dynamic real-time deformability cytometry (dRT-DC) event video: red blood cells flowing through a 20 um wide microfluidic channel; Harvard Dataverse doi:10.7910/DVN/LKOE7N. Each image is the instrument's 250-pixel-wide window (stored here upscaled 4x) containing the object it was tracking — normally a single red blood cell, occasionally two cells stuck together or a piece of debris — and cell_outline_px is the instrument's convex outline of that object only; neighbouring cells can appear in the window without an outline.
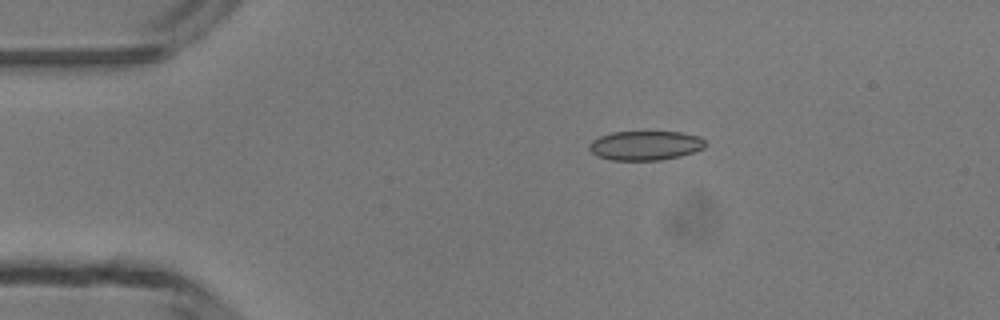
{"species": "common noctule bat (a hibernating species)", "species_latin": "Nyctalus noctula", "temperature_condition": "room temperature", "stored_images_in_passage": 5, "camera_frame_rate_fps": 3000, "um_per_image_px": 0.085, "animal": {"sex": "male", "body_mass_g": 13.3}, "frame": {"image": 1, "passage_image": 3, "time_ms": 2.333, "image_size_px": [1000, 320], "cell_outline_px": [[708, 144], [704, 148], [680, 156], [660, 160], [612, 160], [596, 156], [588, 148], [588, 144], [592, 140], [600, 136], [612, 132], [680, 132], [700, 136]], "centroid_in_image_um": [54.85, 12.36], "position_along_channel_um": 30.2, "area_um2": 19.94}}
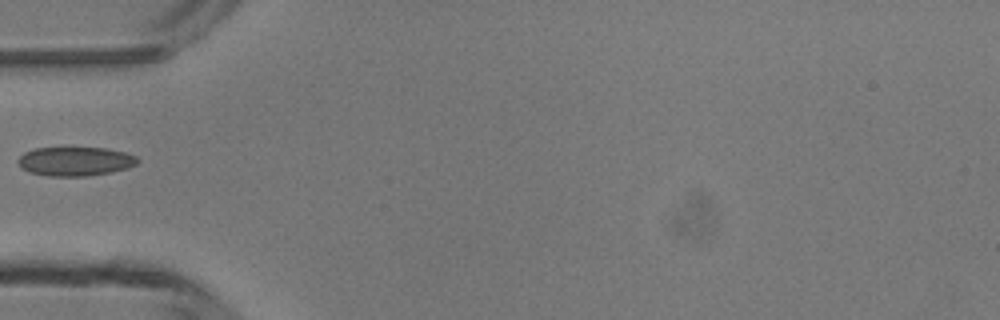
{"frame": {"image": 2, "passage_image": 5, "time_ms": 4.667, "image_size_px": [1000, 320], "cell_outline_px": [[140, 160], [136, 164], [128, 168], [112, 172], [88, 176], [48, 176], [28, 172], [16, 160], [24, 152], [36, 148], [104, 148], [124, 152], [136, 156]], "centroid_in_image_um": [6.41, 13.72], "position_along_channel_um": 78.6, "area_um2": 20.17}}